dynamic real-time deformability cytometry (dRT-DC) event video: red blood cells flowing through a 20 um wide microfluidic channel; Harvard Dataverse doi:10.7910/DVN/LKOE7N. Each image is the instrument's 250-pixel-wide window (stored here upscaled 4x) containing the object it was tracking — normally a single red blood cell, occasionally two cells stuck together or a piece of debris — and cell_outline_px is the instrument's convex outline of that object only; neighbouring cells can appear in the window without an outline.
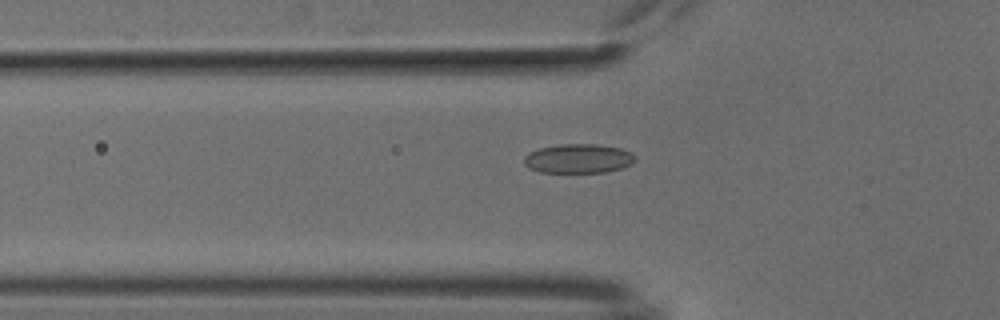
{"species": "common noctule bat (a hibernating species)", "species_latin": "Nyctalus noctula", "temperature_condition": "cold", "stored_images_in_passage": 51, "camera_frame_rate_fps": 3000, "um_per_image_px": 0.085, "animal": {"sex": "male", "body_mass_g": 18.8}, "frame": {"image": 1, "passage_image": 17, "time_ms": 5.333, "image_size_px": [1000, 320], "cell_outline_px": [[636, 160], [632, 164], [620, 168], [604, 172], [540, 172], [528, 168], [524, 164], [524, 156], [528, 152], [540, 148], [560, 144], [596, 144], [620, 148], [632, 152], [636, 156]], "centroid_in_image_um": [49.16, 13.47], "position_along_channel_um": 76.6, "area_um2": 19.02}}
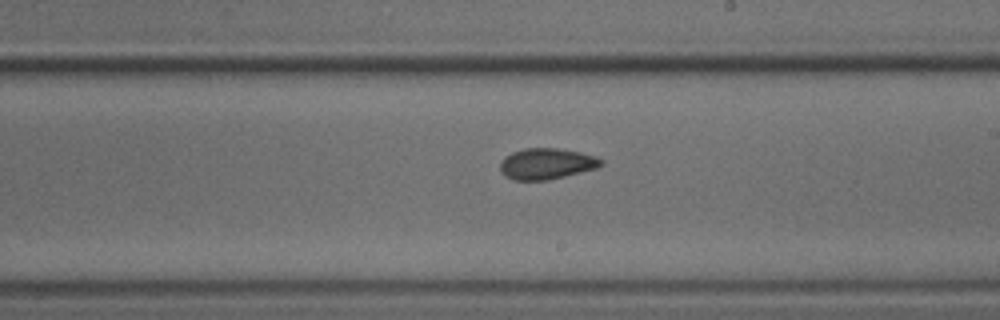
{"frame": {"image": 2, "passage_image": 30, "time_ms": 9.667, "image_size_px": [1000, 320], "cell_outline_px": [[604, 164], [596, 168], [548, 180], [512, 180], [504, 176], [500, 172], [500, 164], [504, 156], [512, 152], [524, 148], [556, 148], [580, 152], [596, 156], [604, 160]], "centroid_in_image_um": [46.44, 13.92], "position_along_channel_um": 242.6, "area_um2": 18.38}}
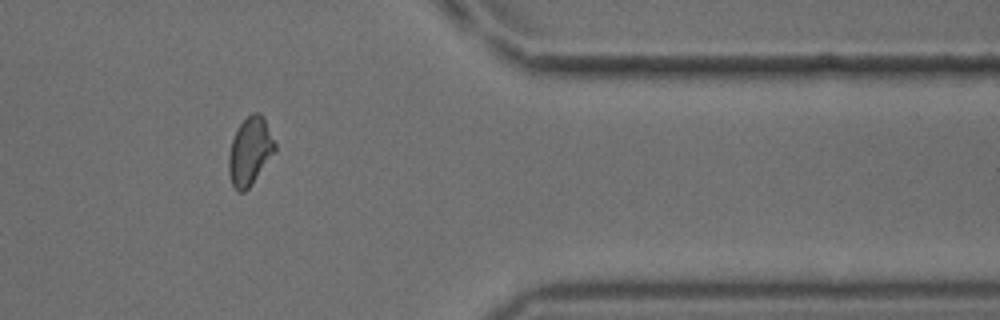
{"frame": {"image": 3, "passage_image": 43, "time_ms": 14.0, "image_size_px": [1000, 320], "cell_outline_px": [[276, 152], [252, 184], [244, 192], [240, 192], [232, 184], [228, 172], [228, 156], [232, 140], [240, 124], [252, 112], [260, 112], [264, 116], [276, 144]], "centroid_in_image_um": [21.27, 12.84], "position_along_channel_um": 390.1, "area_um2": 18.38}}